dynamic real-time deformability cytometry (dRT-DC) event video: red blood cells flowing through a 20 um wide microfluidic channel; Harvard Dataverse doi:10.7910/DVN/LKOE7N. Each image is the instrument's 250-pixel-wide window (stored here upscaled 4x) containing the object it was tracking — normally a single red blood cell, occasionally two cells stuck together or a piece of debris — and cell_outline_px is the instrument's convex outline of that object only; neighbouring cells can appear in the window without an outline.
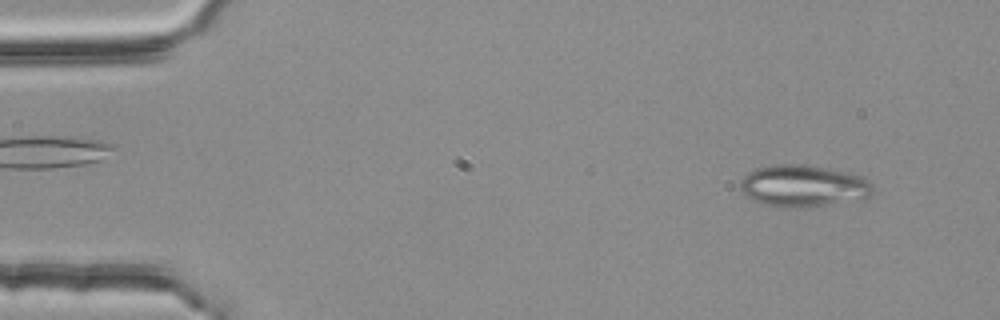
{"species": "common noctule bat (a hibernating species)", "species_latin": "Nyctalus noctula", "temperature_condition": "room temperature", "stored_images_in_passage": 43, "segment_of_instrument_passage": [1, 2], "camera_frame_rate_fps": 3000, "um_per_image_px": 0.085, "animal": {"sex": "female", "body_mass_g": 25.1}, "frame": {"image": 1, "passage_image": 4, "time_ms": 1.0, "image_size_px": [1000, 320], "cell_outline_px": [[876, 192], [864, 200], [808, 208], [800, 208], [764, 204], [748, 196], [740, 188], [740, 180], [748, 172], [760, 168], [776, 164], [800, 164], [844, 172], [864, 176], [872, 184]], "centroid_in_image_um": [68.38, 15.83], "position_along_channel_um": 16.6, "area_um2": 32.43}}
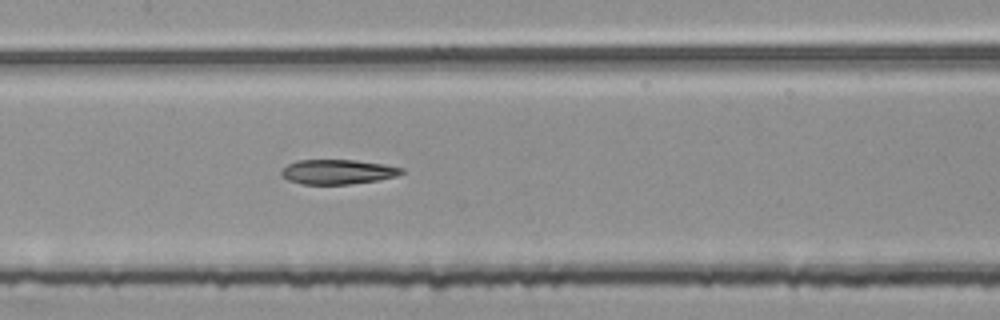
{"frame": {"image": 2, "passage_image": 25, "time_ms": 8.0, "image_size_px": [1000, 320], "cell_outline_px": [[404, 172], [396, 176], [376, 180], [348, 184], [300, 184], [288, 180], [280, 172], [288, 164], [296, 160], [356, 160], [384, 164], [404, 168]], "centroid_in_image_um": [28.71, 14.6], "position_along_channel_um": 178.7, "area_um2": 17.17}}
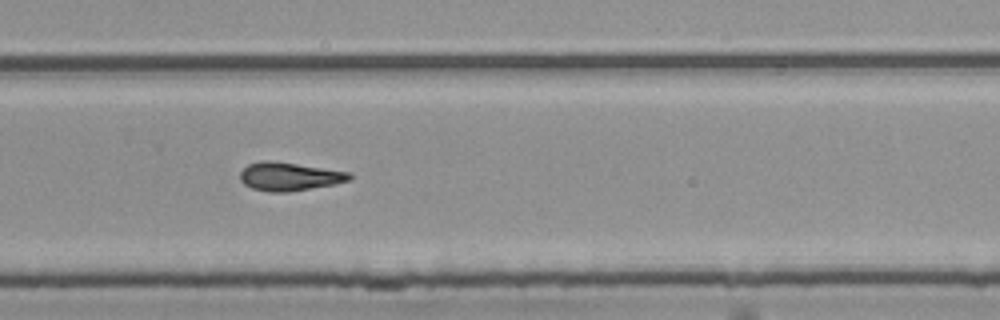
{"frame": {"image": 3, "passage_image": 35, "time_ms": 11.333, "image_size_px": [1000, 320], "cell_outline_px": [[352, 180], [332, 184], [288, 192], [268, 192], [252, 188], [244, 184], [240, 180], [240, 172], [248, 164], [264, 160], [268, 160], [352, 172]], "centroid_in_image_um": [24.59, 15.0], "position_along_channel_um": 305.2, "area_um2": 17.98}}